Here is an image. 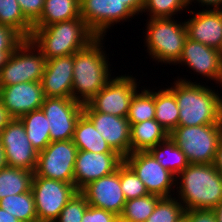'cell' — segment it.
<instances>
[{
	"mask_svg": "<svg viewBox=\"0 0 222 222\" xmlns=\"http://www.w3.org/2000/svg\"><path fill=\"white\" fill-rule=\"evenodd\" d=\"M82 222H119V216L113 212L89 205L84 212Z\"/></svg>",
	"mask_w": 222,
	"mask_h": 222,
	"instance_id": "74e56055",
	"label": "cell"
},
{
	"mask_svg": "<svg viewBox=\"0 0 222 222\" xmlns=\"http://www.w3.org/2000/svg\"><path fill=\"white\" fill-rule=\"evenodd\" d=\"M46 62V57L33 42L24 40L0 70V87L41 81Z\"/></svg>",
	"mask_w": 222,
	"mask_h": 222,
	"instance_id": "52a82bcc",
	"label": "cell"
},
{
	"mask_svg": "<svg viewBox=\"0 0 222 222\" xmlns=\"http://www.w3.org/2000/svg\"><path fill=\"white\" fill-rule=\"evenodd\" d=\"M217 222H222V200L213 209Z\"/></svg>",
	"mask_w": 222,
	"mask_h": 222,
	"instance_id": "7dc6e473",
	"label": "cell"
},
{
	"mask_svg": "<svg viewBox=\"0 0 222 222\" xmlns=\"http://www.w3.org/2000/svg\"><path fill=\"white\" fill-rule=\"evenodd\" d=\"M161 198L156 194H148L126 201L119 222H145Z\"/></svg>",
	"mask_w": 222,
	"mask_h": 222,
	"instance_id": "1f68e13d",
	"label": "cell"
},
{
	"mask_svg": "<svg viewBox=\"0 0 222 222\" xmlns=\"http://www.w3.org/2000/svg\"><path fill=\"white\" fill-rule=\"evenodd\" d=\"M96 38L85 21L79 17L45 27H33L30 40L49 60L73 55L86 48Z\"/></svg>",
	"mask_w": 222,
	"mask_h": 222,
	"instance_id": "3957f363",
	"label": "cell"
},
{
	"mask_svg": "<svg viewBox=\"0 0 222 222\" xmlns=\"http://www.w3.org/2000/svg\"><path fill=\"white\" fill-rule=\"evenodd\" d=\"M124 162L119 153L78 150L74 165V186L80 191L88 183L115 172Z\"/></svg>",
	"mask_w": 222,
	"mask_h": 222,
	"instance_id": "9a60e30c",
	"label": "cell"
},
{
	"mask_svg": "<svg viewBox=\"0 0 222 222\" xmlns=\"http://www.w3.org/2000/svg\"><path fill=\"white\" fill-rule=\"evenodd\" d=\"M197 1V3H201L202 6H206V9H216V10H221L222 9V0H189V4L191 5L192 2ZM212 7V8H210Z\"/></svg>",
	"mask_w": 222,
	"mask_h": 222,
	"instance_id": "7bdbcfd3",
	"label": "cell"
},
{
	"mask_svg": "<svg viewBox=\"0 0 222 222\" xmlns=\"http://www.w3.org/2000/svg\"><path fill=\"white\" fill-rule=\"evenodd\" d=\"M88 206L85 196L77 191L54 222H82L84 212Z\"/></svg>",
	"mask_w": 222,
	"mask_h": 222,
	"instance_id": "d590c367",
	"label": "cell"
},
{
	"mask_svg": "<svg viewBox=\"0 0 222 222\" xmlns=\"http://www.w3.org/2000/svg\"><path fill=\"white\" fill-rule=\"evenodd\" d=\"M0 208L21 222L38 221L32 191L9 195L0 200Z\"/></svg>",
	"mask_w": 222,
	"mask_h": 222,
	"instance_id": "f546056e",
	"label": "cell"
},
{
	"mask_svg": "<svg viewBox=\"0 0 222 222\" xmlns=\"http://www.w3.org/2000/svg\"><path fill=\"white\" fill-rule=\"evenodd\" d=\"M138 92L139 90L135 92L131 99L126 117L130 126L155 118V92L146 88L141 93Z\"/></svg>",
	"mask_w": 222,
	"mask_h": 222,
	"instance_id": "4dcf8cb0",
	"label": "cell"
},
{
	"mask_svg": "<svg viewBox=\"0 0 222 222\" xmlns=\"http://www.w3.org/2000/svg\"><path fill=\"white\" fill-rule=\"evenodd\" d=\"M80 192L89 205L120 216L126 203L120 184V166L112 174L88 183Z\"/></svg>",
	"mask_w": 222,
	"mask_h": 222,
	"instance_id": "2e32d148",
	"label": "cell"
},
{
	"mask_svg": "<svg viewBox=\"0 0 222 222\" xmlns=\"http://www.w3.org/2000/svg\"><path fill=\"white\" fill-rule=\"evenodd\" d=\"M31 191L38 221L54 222L78 190L74 184L44 177H33Z\"/></svg>",
	"mask_w": 222,
	"mask_h": 222,
	"instance_id": "9c48e42d",
	"label": "cell"
},
{
	"mask_svg": "<svg viewBox=\"0 0 222 222\" xmlns=\"http://www.w3.org/2000/svg\"><path fill=\"white\" fill-rule=\"evenodd\" d=\"M187 222H217L213 210L190 209L185 210Z\"/></svg>",
	"mask_w": 222,
	"mask_h": 222,
	"instance_id": "ab89813d",
	"label": "cell"
},
{
	"mask_svg": "<svg viewBox=\"0 0 222 222\" xmlns=\"http://www.w3.org/2000/svg\"><path fill=\"white\" fill-rule=\"evenodd\" d=\"M0 222H21L16 217L0 208Z\"/></svg>",
	"mask_w": 222,
	"mask_h": 222,
	"instance_id": "f6af8a7d",
	"label": "cell"
},
{
	"mask_svg": "<svg viewBox=\"0 0 222 222\" xmlns=\"http://www.w3.org/2000/svg\"><path fill=\"white\" fill-rule=\"evenodd\" d=\"M120 184L126 201L149 194L144 183L125 162L120 165Z\"/></svg>",
	"mask_w": 222,
	"mask_h": 222,
	"instance_id": "e575fe53",
	"label": "cell"
},
{
	"mask_svg": "<svg viewBox=\"0 0 222 222\" xmlns=\"http://www.w3.org/2000/svg\"><path fill=\"white\" fill-rule=\"evenodd\" d=\"M187 65L197 74L203 75L222 86V52L200 42L186 39L177 64Z\"/></svg>",
	"mask_w": 222,
	"mask_h": 222,
	"instance_id": "d6986e66",
	"label": "cell"
},
{
	"mask_svg": "<svg viewBox=\"0 0 222 222\" xmlns=\"http://www.w3.org/2000/svg\"><path fill=\"white\" fill-rule=\"evenodd\" d=\"M149 152L160 165L175 176L190 164L186 155L169 136L155 147H152Z\"/></svg>",
	"mask_w": 222,
	"mask_h": 222,
	"instance_id": "83f0119b",
	"label": "cell"
},
{
	"mask_svg": "<svg viewBox=\"0 0 222 222\" xmlns=\"http://www.w3.org/2000/svg\"><path fill=\"white\" fill-rule=\"evenodd\" d=\"M72 141L78 150L95 153H118L110 147L84 113L81 114L76 122Z\"/></svg>",
	"mask_w": 222,
	"mask_h": 222,
	"instance_id": "7402d4cb",
	"label": "cell"
},
{
	"mask_svg": "<svg viewBox=\"0 0 222 222\" xmlns=\"http://www.w3.org/2000/svg\"><path fill=\"white\" fill-rule=\"evenodd\" d=\"M7 166L35 171L38 152L27 138L26 130L18 118H12L0 132Z\"/></svg>",
	"mask_w": 222,
	"mask_h": 222,
	"instance_id": "4fadbf2b",
	"label": "cell"
},
{
	"mask_svg": "<svg viewBox=\"0 0 222 222\" xmlns=\"http://www.w3.org/2000/svg\"><path fill=\"white\" fill-rule=\"evenodd\" d=\"M83 105L72 98L45 97L40 109L48 119L51 142L72 140Z\"/></svg>",
	"mask_w": 222,
	"mask_h": 222,
	"instance_id": "8fae6325",
	"label": "cell"
},
{
	"mask_svg": "<svg viewBox=\"0 0 222 222\" xmlns=\"http://www.w3.org/2000/svg\"><path fill=\"white\" fill-rule=\"evenodd\" d=\"M175 222H187L186 217H185V211H184V214Z\"/></svg>",
	"mask_w": 222,
	"mask_h": 222,
	"instance_id": "681fc988",
	"label": "cell"
},
{
	"mask_svg": "<svg viewBox=\"0 0 222 222\" xmlns=\"http://www.w3.org/2000/svg\"><path fill=\"white\" fill-rule=\"evenodd\" d=\"M11 119L12 118L9 116L7 110L3 107V104L0 101V132Z\"/></svg>",
	"mask_w": 222,
	"mask_h": 222,
	"instance_id": "ee69618b",
	"label": "cell"
},
{
	"mask_svg": "<svg viewBox=\"0 0 222 222\" xmlns=\"http://www.w3.org/2000/svg\"><path fill=\"white\" fill-rule=\"evenodd\" d=\"M34 172L5 166L0 169V200L9 195H17L30 191Z\"/></svg>",
	"mask_w": 222,
	"mask_h": 222,
	"instance_id": "484cf974",
	"label": "cell"
},
{
	"mask_svg": "<svg viewBox=\"0 0 222 222\" xmlns=\"http://www.w3.org/2000/svg\"><path fill=\"white\" fill-rule=\"evenodd\" d=\"M168 136V132L155 119L132 124L130 127L131 153L149 151Z\"/></svg>",
	"mask_w": 222,
	"mask_h": 222,
	"instance_id": "603a6c76",
	"label": "cell"
},
{
	"mask_svg": "<svg viewBox=\"0 0 222 222\" xmlns=\"http://www.w3.org/2000/svg\"><path fill=\"white\" fill-rule=\"evenodd\" d=\"M154 119L168 134L178 127L179 108L175 94L169 88L160 89L158 92H155Z\"/></svg>",
	"mask_w": 222,
	"mask_h": 222,
	"instance_id": "4316f807",
	"label": "cell"
},
{
	"mask_svg": "<svg viewBox=\"0 0 222 222\" xmlns=\"http://www.w3.org/2000/svg\"><path fill=\"white\" fill-rule=\"evenodd\" d=\"M169 137L186 155L190 164H212L222 138V124L178 126Z\"/></svg>",
	"mask_w": 222,
	"mask_h": 222,
	"instance_id": "8992f818",
	"label": "cell"
},
{
	"mask_svg": "<svg viewBox=\"0 0 222 222\" xmlns=\"http://www.w3.org/2000/svg\"><path fill=\"white\" fill-rule=\"evenodd\" d=\"M176 197H162L156 204L154 211L145 222H175L183 214L182 203Z\"/></svg>",
	"mask_w": 222,
	"mask_h": 222,
	"instance_id": "d6a6232c",
	"label": "cell"
},
{
	"mask_svg": "<svg viewBox=\"0 0 222 222\" xmlns=\"http://www.w3.org/2000/svg\"><path fill=\"white\" fill-rule=\"evenodd\" d=\"M213 165L222 178V138L220 139V141L218 143V147H217V151H216Z\"/></svg>",
	"mask_w": 222,
	"mask_h": 222,
	"instance_id": "b9f144b4",
	"label": "cell"
},
{
	"mask_svg": "<svg viewBox=\"0 0 222 222\" xmlns=\"http://www.w3.org/2000/svg\"><path fill=\"white\" fill-rule=\"evenodd\" d=\"M83 113L114 151L123 157L131 153V126L126 117L94 111L87 103L83 105Z\"/></svg>",
	"mask_w": 222,
	"mask_h": 222,
	"instance_id": "e0dca14e",
	"label": "cell"
},
{
	"mask_svg": "<svg viewBox=\"0 0 222 222\" xmlns=\"http://www.w3.org/2000/svg\"><path fill=\"white\" fill-rule=\"evenodd\" d=\"M14 51H0V70L2 67L6 64L9 56L13 53Z\"/></svg>",
	"mask_w": 222,
	"mask_h": 222,
	"instance_id": "bcb514c9",
	"label": "cell"
},
{
	"mask_svg": "<svg viewBox=\"0 0 222 222\" xmlns=\"http://www.w3.org/2000/svg\"><path fill=\"white\" fill-rule=\"evenodd\" d=\"M79 17L80 0H45L41 16L33 23V27H45Z\"/></svg>",
	"mask_w": 222,
	"mask_h": 222,
	"instance_id": "cb8c5ba5",
	"label": "cell"
},
{
	"mask_svg": "<svg viewBox=\"0 0 222 222\" xmlns=\"http://www.w3.org/2000/svg\"><path fill=\"white\" fill-rule=\"evenodd\" d=\"M5 166H7V163L5 159L4 148L2 147L0 142V169H3Z\"/></svg>",
	"mask_w": 222,
	"mask_h": 222,
	"instance_id": "c3c4849f",
	"label": "cell"
},
{
	"mask_svg": "<svg viewBox=\"0 0 222 222\" xmlns=\"http://www.w3.org/2000/svg\"><path fill=\"white\" fill-rule=\"evenodd\" d=\"M0 25L11 27L24 40L33 33V24L24 16L17 0H0Z\"/></svg>",
	"mask_w": 222,
	"mask_h": 222,
	"instance_id": "f1b7e54d",
	"label": "cell"
},
{
	"mask_svg": "<svg viewBox=\"0 0 222 222\" xmlns=\"http://www.w3.org/2000/svg\"><path fill=\"white\" fill-rule=\"evenodd\" d=\"M103 39L97 37L86 48L74 53L72 99L82 104L91 100L111 79Z\"/></svg>",
	"mask_w": 222,
	"mask_h": 222,
	"instance_id": "277c9868",
	"label": "cell"
},
{
	"mask_svg": "<svg viewBox=\"0 0 222 222\" xmlns=\"http://www.w3.org/2000/svg\"><path fill=\"white\" fill-rule=\"evenodd\" d=\"M189 0H145L143 13L149 12V18H172L184 8L187 10Z\"/></svg>",
	"mask_w": 222,
	"mask_h": 222,
	"instance_id": "836d02e7",
	"label": "cell"
},
{
	"mask_svg": "<svg viewBox=\"0 0 222 222\" xmlns=\"http://www.w3.org/2000/svg\"><path fill=\"white\" fill-rule=\"evenodd\" d=\"M176 183L184 210H213L222 200V178L213 163L189 164L176 176Z\"/></svg>",
	"mask_w": 222,
	"mask_h": 222,
	"instance_id": "7a4b0ae2",
	"label": "cell"
},
{
	"mask_svg": "<svg viewBox=\"0 0 222 222\" xmlns=\"http://www.w3.org/2000/svg\"><path fill=\"white\" fill-rule=\"evenodd\" d=\"M124 162L144 183L149 194L173 196L171 190L175 188L176 176L160 165L149 151L130 153L124 157Z\"/></svg>",
	"mask_w": 222,
	"mask_h": 222,
	"instance_id": "30bf717a",
	"label": "cell"
},
{
	"mask_svg": "<svg viewBox=\"0 0 222 222\" xmlns=\"http://www.w3.org/2000/svg\"><path fill=\"white\" fill-rule=\"evenodd\" d=\"M24 16L33 24L43 11L45 0H17Z\"/></svg>",
	"mask_w": 222,
	"mask_h": 222,
	"instance_id": "f35d334b",
	"label": "cell"
},
{
	"mask_svg": "<svg viewBox=\"0 0 222 222\" xmlns=\"http://www.w3.org/2000/svg\"><path fill=\"white\" fill-rule=\"evenodd\" d=\"M78 149L72 140L50 142L38 153L34 177L74 184V165Z\"/></svg>",
	"mask_w": 222,
	"mask_h": 222,
	"instance_id": "ba28073f",
	"label": "cell"
},
{
	"mask_svg": "<svg viewBox=\"0 0 222 222\" xmlns=\"http://www.w3.org/2000/svg\"><path fill=\"white\" fill-rule=\"evenodd\" d=\"M45 95L41 82H24L0 87V101L11 118L39 110Z\"/></svg>",
	"mask_w": 222,
	"mask_h": 222,
	"instance_id": "ac0fdd59",
	"label": "cell"
},
{
	"mask_svg": "<svg viewBox=\"0 0 222 222\" xmlns=\"http://www.w3.org/2000/svg\"><path fill=\"white\" fill-rule=\"evenodd\" d=\"M133 16L122 0H80V17L97 37H105L114 23Z\"/></svg>",
	"mask_w": 222,
	"mask_h": 222,
	"instance_id": "5bb4252c",
	"label": "cell"
},
{
	"mask_svg": "<svg viewBox=\"0 0 222 222\" xmlns=\"http://www.w3.org/2000/svg\"><path fill=\"white\" fill-rule=\"evenodd\" d=\"M23 123L27 138L39 153L51 142L48 119L41 109L29 112L19 118Z\"/></svg>",
	"mask_w": 222,
	"mask_h": 222,
	"instance_id": "d4e9b609",
	"label": "cell"
},
{
	"mask_svg": "<svg viewBox=\"0 0 222 222\" xmlns=\"http://www.w3.org/2000/svg\"><path fill=\"white\" fill-rule=\"evenodd\" d=\"M168 87L176 97L179 108L178 126L222 124V96L215 90L186 79L174 81Z\"/></svg>",
	"mask_w": 222,
	"mask_h": 222,
	"instance_id": "6da1fadb",
	"label": "cell"
},
{
	"mask_svg": "<svg viewBox=\"0 0 222 222\" xmlns=\"http://www.w3.org/2000/svg\"><path fill=\"white\" fill-rule=\"evenodd\" d=\"M23 41L14 29L0 25V51H14Z\"/></svg>",
	"mask_w": 222,
	"mask_h": 222,
	"instance_id": "8d00e7d4",
	"label": "cell"
},
{
	"mask_svg": "<svg viewBox=\"0 0 222 222\" xmlns=\"http://www.w3.org/2000/svg\"><path fill=\"white\" fill-rule=\"evenodd\" d=\"M74 54L47 60L41 86L45 97L72 98Z\"/></svg>",
	"mask_w": 222,
	"mask_h": 222,
	"instance_id": "ffe728a7",
	"label": "cell"
},
{
	"mask_svg": "<svg viewBox=\"0 0 222 222\" xmlns=\"http://www.w3.org/2000/svg\"><path fill=\"white\" fill-rule=\"evenodd\" d=\"M185 21L188 38L222 52V9H204Z\"/></svg>",
	"mask_w": 222,
	"mask_h": 222,
	"instance_id": "44dd1931",
	"label": "cell"
},
{
	"mask_svg": "<svg viewBox=\"0 0 222 222\" xmlns=\"http://www.w3.org/2000/svg\"><path fill=\"white\" fill-rule=\"evenodd\" d=\"M137 87L136 78L132 75L113 77L87 104L97 112L127 117Z\"/></svg>",
	"mask_w": 222,
	"mask_h": 222,
	"instance_id": "7c38bea8",
	"label": "cell"
},
{
	"mask_svg": "<svg viewBox=\"0 0 222 222\" xmlns=\"http://www.w3.org/2000/svg\"><path fill=\"white\" fill-rule=\"evenodd\" d=\"M122 1L135 15L142 13L145 0H122Z\"/></svg>",
	"mask_w": 222,
	"mask_h": 222,
	"instance_id": "60d3db41",
	"label": "cell"
},
{
	"mask_svg": "<svg viewBox=\"0 0 222 222\" xmlns=\"http://www.w3.org/2000/svg\"><path fill=\"white\" fill-rule=\"evenodd\" d=\"M147 20H149L145 31L147 52L158 63L176 64L188 38L185 21L178 23L173 17Z\"/></svg>",
	"mask_w": 222,
	"mask_h": 222,
	"instance_id": "5b68a950",
	"label": "cell"
}]
</instances>
